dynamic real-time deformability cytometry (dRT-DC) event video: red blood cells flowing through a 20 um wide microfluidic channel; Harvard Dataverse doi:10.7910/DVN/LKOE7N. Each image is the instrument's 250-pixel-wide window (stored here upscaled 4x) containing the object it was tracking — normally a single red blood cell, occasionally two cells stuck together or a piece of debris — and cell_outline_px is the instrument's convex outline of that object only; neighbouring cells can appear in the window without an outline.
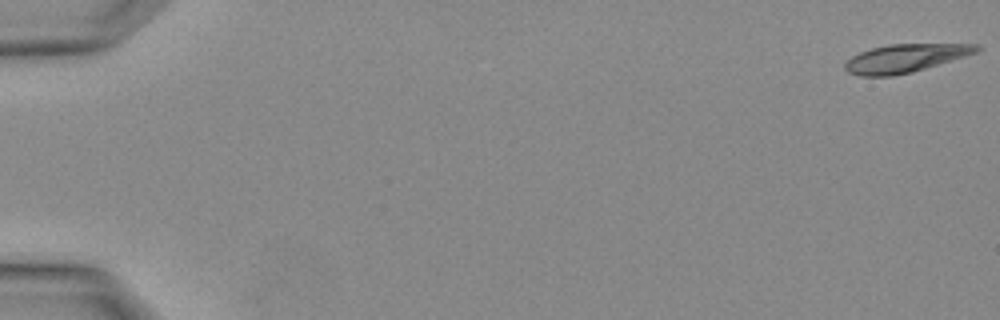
{"species": "Egyptian fruit bat (a non-hibernating species)", "species_latin": "Rousettus aegyptiacus", "temperature_condition": "warm", "stored_images_in_passage": 2, "camera_frame_rate_fps": 3000, "um_per_image_px": 0.085, "animal": {"sex": "female"}, "frame": {"image": 1, "passage_image": 2, "time_ms": 0.333, "image_size_px": [1000, 320], "cell_outline_px": [[980, 48], [976, 52], [964, 56], [912, 72], [892, 76], [860, 76], [848, 72], [844, 68], [844, 64], [852, 56], [860, 52], [872, 48], [888, 44], [980, 44]], "centroid_in_image_um": [76.9, 4.95], "position_along_channel_um": 8.1, "area_um2": 21.39}}